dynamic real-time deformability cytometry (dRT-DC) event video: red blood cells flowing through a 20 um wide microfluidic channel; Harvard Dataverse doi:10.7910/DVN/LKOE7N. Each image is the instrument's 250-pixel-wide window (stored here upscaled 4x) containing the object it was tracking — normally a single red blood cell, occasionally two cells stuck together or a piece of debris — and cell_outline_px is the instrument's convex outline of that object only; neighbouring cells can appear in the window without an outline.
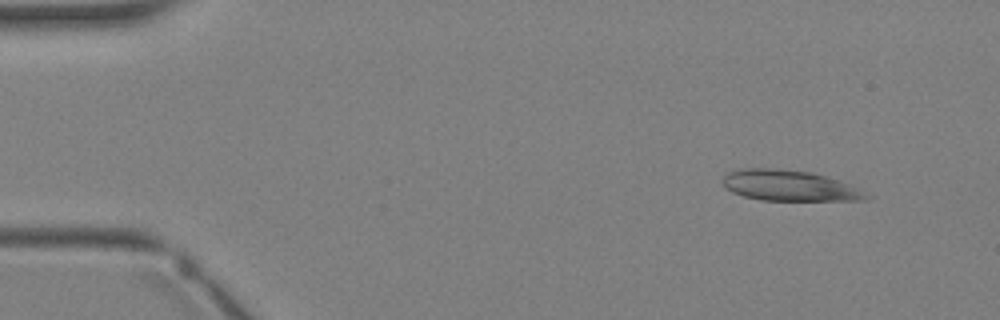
{"species": "Egyptian fruit bat (a non-hibernating species)", "species_latin": "Rousettus aegyptiacus", "temperature_condition": "warm", "stored_images_in_passage": 4, "segment_of_instrument_passage": [1, 2], "camera_frame_rate_fps": 3000, "um_per_image_px": 0.085, "animal": {"sex": "female"}, "frame": {"image": 1, "passage_image": 1, "time_ms": 0.0, "image_size_px": [1000, 320], "cell_outline_px": [[872, 196], [868, 200], [760, 200], [744, 196], [732, 192], [724, 188], [724, 176], [728, 172], [740, 168], [772, 168], [812, 172], [840, 180], [860, 188]], "centroid_in_image_um": [67.14, 15.77], "position_along_channel_um": 17.9, "area_um2": 25.89}}
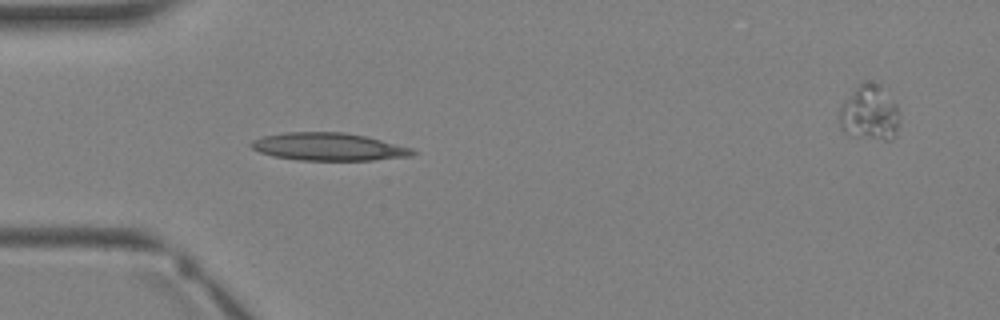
{"frame": {"image": 2, "passage_image": 3, "time_ms": 2.333, "image_size_px": [1000, 320], "cell_outline_px": [[420, 152], [412, 156], [372, 160], [296, 160], [272, 156], [260, 152], [252, 148], [248, 144], [252, 140], [264, 136], [284, 132], [344, 132], [364, 136], [412, 148]], "centroid_in_image_um": [27.92, 12.48], "position_along_channel_um": 57.1, "area_um2": 26.13}}